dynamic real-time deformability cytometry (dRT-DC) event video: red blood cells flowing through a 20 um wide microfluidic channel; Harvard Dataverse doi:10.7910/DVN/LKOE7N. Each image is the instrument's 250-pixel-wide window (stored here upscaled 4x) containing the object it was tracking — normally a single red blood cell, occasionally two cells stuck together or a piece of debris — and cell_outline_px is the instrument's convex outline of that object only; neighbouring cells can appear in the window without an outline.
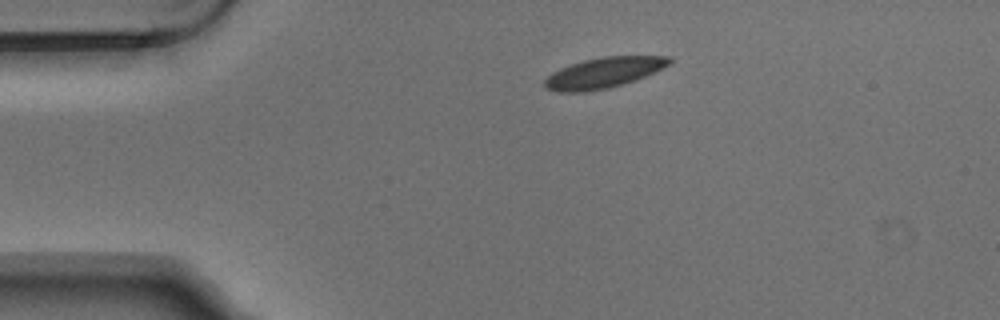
{"species": "Egyptian fruit bat (a non-hibernating species)", "species_latin": "Rousettus aegyptiacus", "temperature_condition": "warm", "stored_images_in_passage": 3, "camera_frame_rate_fps": 3000, "um_per_image_px": 0.085, "animal": {"sex": "male"}, "frame": {"image": 1, "passage_image": 1, "time_ms": 0.0, "image_size_px": [1000, 320], "cell_outline_px": [[672, 64], [636, 80], [608, 88], [584, 92], [560, 92], [544, 88], [544, 80], [552, 72], [560, 68], [584, 60], [600, 56], [672, 56]], "centroid_in_image_um": [51.33, 6.18], "position_along_channel_um": 33.7, "area_um2": 22.31}}
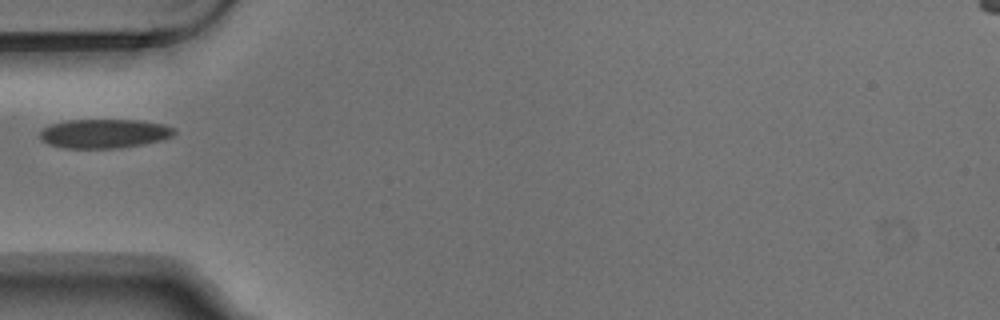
{"frame": {"image": 2, "passage_image": 3, "time_ms": 0.667, "image_size_px": [1000, 320], "cell_outline_px": [[176, 132], [172, 136], [160, 140], [144, 144], [120, 148], [64, 148], [48, 144], [40, 140], [40, 132], [44, 128], [52, 124], [68, 120], [140, 120], [164, 124], [176, 128]], "centroid_in_image_um": [8.88, 11.35], "position_along_channel_um": 76.1, "area_um2": 22.89}}